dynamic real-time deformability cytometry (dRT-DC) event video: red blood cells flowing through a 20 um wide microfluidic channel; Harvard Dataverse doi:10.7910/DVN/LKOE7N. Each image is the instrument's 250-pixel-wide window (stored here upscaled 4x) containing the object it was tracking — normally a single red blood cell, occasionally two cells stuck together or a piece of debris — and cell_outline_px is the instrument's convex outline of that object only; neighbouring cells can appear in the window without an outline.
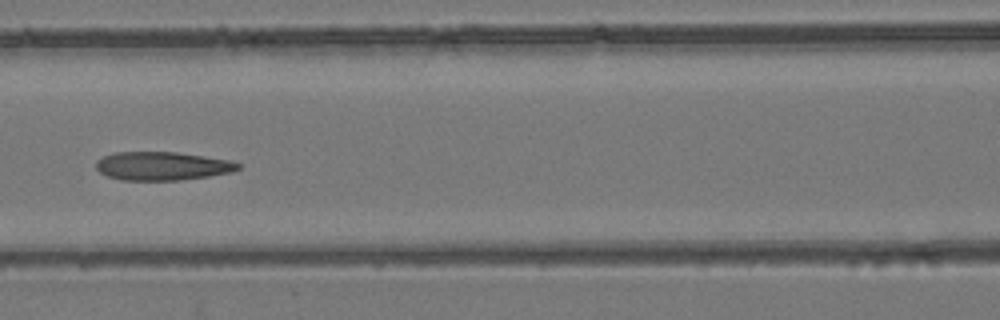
{"species": "common noctule bat (a hibernating species)", "species_latin": "Nyctalus noctula", "temperature_condition": "room temperature", "stored_images_in_passage": 6, "camera_frame_rate_fps": 3000, "um_per_image_px": 0.085, "animal": {"sex": "female", "body_mass_g": 24.6, "forearm_length_mm": 56.2}, "frame": {"image": 1, "passage_image": 6, "time_ms": 5.667, "image_size_px": [1000, 320], "cell_outline_px": [[240, 168], [232, 172], [208, 176], [180, 180], [120, 180], [108, 176], [100, 172], [96, 168], [96, 160], [104, 156], [116, 152], [176, 152], [232, 160], [240, 164]], "centroid_in_image_um": [13.8, 14.11], "position_along_channel_um": 152.8, "area_um2": 23.58}}